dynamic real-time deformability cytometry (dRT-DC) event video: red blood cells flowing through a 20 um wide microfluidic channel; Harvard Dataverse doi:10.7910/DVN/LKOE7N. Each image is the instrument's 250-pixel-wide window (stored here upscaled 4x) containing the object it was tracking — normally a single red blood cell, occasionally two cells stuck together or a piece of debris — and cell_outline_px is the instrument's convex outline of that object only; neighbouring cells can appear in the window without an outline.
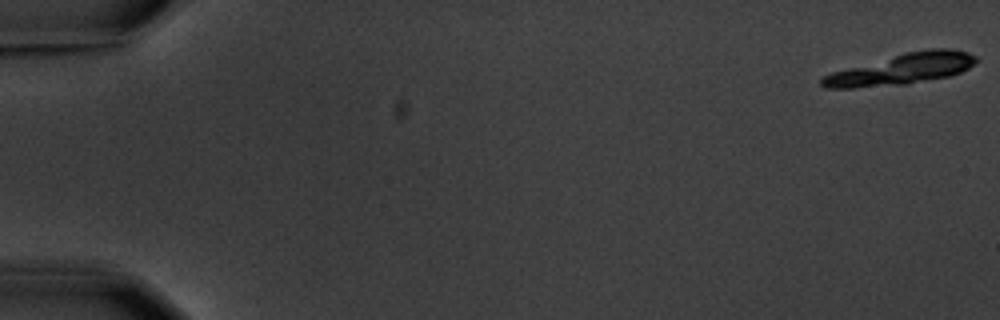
{"species": "common noctule bat (a hibernating species)", "species_latin": "Nyctalus noctula", "temperature_condition": "warm", "stored_images_in_passage": 16, "camera_frame_rate_fps": 3000, "um_per_image_px": 0.085, "animal": {"sex": "male", "body_mass_g": 20.1, "forearm_length_mm": 53.5}, "frame": {"image": 1, "passage_image": 1, "time_ms": 0.0, "image_size_px": [1000, 320], "cell_outline_px": [[976, 60], [968, 68], [960, 72], [948, 76], [908, 84], [852, 88], [824, 88], [820, 84], [820, 80], [824, 76], [832, 72], [904, 52], [928, 48], [948, 48], [968, 52], [976, 56]], "centroid_in_image_um": [76.63, 5.87], "position_along_channel_um": 8.4, "area_um2": 27.63}, "authors_computed_cell_mechanics": {"area_um2": 17.2533, "velocity_mm_per_s": 3.5816, "shape_relaxation_time_tau1_ms": 3.8482, "shape_relaxation_time_tau2_ms": 0.8339, "deformation_change_tau1": 0.1118, "deformation_change_tau2": 0.0254}}